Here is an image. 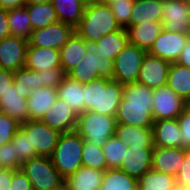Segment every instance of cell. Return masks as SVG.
<instances>
[{
  "label": "cell",
  "instance_id": "obj_1",
  "mask_svg": "<svg viewBox=\"0 0 190 190\" xmlns=\"http://www.w3.org/2000/svg\"><path fill=\"white\" fill-rule=\"evenodd\" d=\"M153 89L133 82L124 84L123 97L115 115L117 124L152 128Z\"/></svg>",
  "mask_w": 190,
  "mask_h": 190
},
{
  "label": "cell",
  "instance_id": "obj_2",
  "mask_svg": "<svg viewBox=\"0 0 190 190\" xmlns=\"http://www.w3.org/2000/svg\"><path fill=\"white\" fill-rule=\"evenodd\" d=\"M120 29L110 6L90 1L86 3L83 17L75 32L84 40L97 42L104 35Z\"/></svg>",
  "mask_w": 190,
  "mask_h": 190
},
{
  "label": "cell",
  "instance_id": "obj_3",
  "mask_svg": "<svg viewBox=\"0 0 190 190\" xmlns=\"http://www.w3.org/2000/svg\"><path fill=\"white\" fill-rule=\"evenodd\" d=\"M83 145L84 139L76 131L60 134L50 158L64 179L82 167Z\"/></svg>",
  "mask_w": 190,
  "mask_h": 190
},
{
  "label": "cell",
  "instance_id": "obj_4",
  "mask_svg": "<svg viewBox=\"0 0 190 190\" xmlns=\"http://www.w3.org/2000/svg\"><path fill=\"white\" fill-rule=\"evenodd\" d=\"M116 125L114 116L84 111L78 115L75 131L94 146L102 147L109 137L115 135Z\"/></svg>",
  "mask_w": 190,
  "mask_h": 190
},
{
  "label": "cell",
  "instance_id": "obj_5",
  "mask_svg": "<svg viewBox=\"0 0 190 190\" xmlns=\"http://www.w3.org/2000/svg\"><path fill=\"white\" fill-rule=\"evenodd\" d=\"M30 180L33 190H53L64 184V178L47 156H38L22 163L20 168Z\"/></svg>",
  "mask_w": 190,
  "mask_h": 190
},
{
  "label": "cell",
  "instance_id": "obj_6",
  "mask_svg": "<svg viewBox=\"0 0 190 190\" xmlns=\"http://www.w3.org/2000/svg\"><path fill=\"white\" fill-rule=\"evenodd\" d=\"M114 72V61L108 57L86 53V56L67 73L72 80L82 84L89 83L96 78L112 79Z\"/></svg>",
  "mask_w": 190,
  "mask_h": 190
},
{
  "label": "cell",
  "instance_id": "obj_7",
  "mask_svg": "<svg viewBox=\"0 0 190 190\" xmlns=\"http://www.w3.org/2000/svg\"><path fill=\"white\" fill-rule=\"evenodd\" d=\"M146 53L145 50L128 42L114 60L112 79L123 85L137 82L141 62Z\"/></svg>",
  "mask_w": 190,
  "mask_h": 190
},
{
  "label": "cell",
  "instance_id": "obj_8",
  "mask_svg": "<svg viewBox=\"0 0 190 190\" xmlns=\"http://www.w3.org/2000/svg\"><path fill=\"white\" fill-rule=\"evenodd\" d=\"M20 129L29 139L31 148H34L39 156L47 157L52 155L61 134L41 120H28L20 124Z\"/></svg>",
  "mask_w": 190,
  "mask_h": 190
},
{
  "label": "cell",
  "instance_id": "obj_9",
  "mask_svg": "<svg viewBox=\"0 0 190 190\" xmlns=\"http://www.w3.org/2000/svg\"><path fill=\"white\" fill-rule=\"evenodd\" d=\"M189 104L167 85L153 89L154 121L177 118Z\"/></svg>",
  "mask_w": 190,
  "mask_h": 190
},
{
  "label": "cell",
  "instance_id": "obj_10",
  "mask_svg": "<svg viewBox=\"0 0 190 190\" xmlns=\"http://www.w3.org/2000/svg\"><path fill=\"white\" fill-rule=\"evenodd\" d=\"M75 29L57 21L42 29H35L28 39V46L49 47L60 50L73 35Z\"/></svg>",
  "mask_w": 190,
  "mask_h": 190
},
{
  "label": "cell",
  "instance_id": "obj_11",
  "mask_svg": "<svg viewBox=\"0 0 190 190\" xmlns=\"http://www.w3.org/2000/svg\"><path fill=\"white\" fill-rule=\"evenodd\" d=\"M190 35L188 33L171 32L166 29L159 34L148 53L163 60L174 63L178 60Z\"/></svg>",
  "mask_w": 190,
  "mask_h": 190
},
{
  "label": "cell",
  "instance_id": "obj_12",
  "mask_svg": "<svg viewBox=\"0 0 190 190\" xmlns=\"http://www.w3.org/2000/svg\"><path fill=\"white\" fill-rule=\"evenodd\" d=\"M170 62L146 53L141 62L137 82L151 89L167 85Z\"/></svg>",
  "mask_w": 190,
  "mask_h": 190
},
{
  "label": "cell",
  "instance_id": "obj_13",
  "mask_svg": "<svg viewBox=\"0 0 190 190\" xmlns=\"http://www.w3.org/2000/svg\"><path fill=\"white\" fill-rule=\"evenodd\" d=\"M28 40L9 35L0 40V69L17 71L25 66Z\"/></svg>",
  "mask_w": 190,
  "mask_h": 190
},
{
  "label": "cell",
  "instance_id": "obj_14",
  "mask_svg": "<svg viewBox=\"0 0 190 190\" xmlns=\"http://www.w3.org/2000/svg\"><path fill=\"white\" fill-rule=\"evenodd\" d=\"M190 17V0H164L162 24L171 32L187 33Z\"/></svg>",
  "mask_w": 190,
  "mask_h": 190
},
{
  "label": "cell",
  "instance_id": "obj_15",
  "mask_svg": "<svg viewBox=\"0 0 190 190\" xmlns=\"http://www.w3.org/2000/svg\"><path fill=\"white\" fill-rule=\"evenodd\" d=\"M128 42L127 30L121 28L113 33L104 35L97 42L85 40V47L86 51L94 56L100 55L114 61Z\"/></svg>",
  "mask_w": 190,
  "mask_h": 190
},
{
  "label": "cell",
  "instance_id": "obj_16",
  "mask_svg": "<svg viewBox=\"0 0 190 190\" xmlns=\"http://www.w3.org/2000/svg\"><path fill=\"white\" fill-rule=\"evenodd\" d=\"M77 118L78 115L75 111L66 102L57 98L53 106L44 114L41 121L60 133H67L75 131Z\"/></svg>",
  "mask_w": 190,
  "mask_h": 190
},
{
  "label": "cell",
  "instance_id": "obj_17",
  "mask_svg": "<svg viewBox=\"0 0 190 190\" xmlns=\"http://www.w3.org/2000/svg\"><path fill=\"white\" fill-rule=\"evenodd\" d=\"M186 153V147H154L152 152V169L176 177L186 158Z\"/></svg>",
  "mask_w": 190,
  "mask_h": 190
},
{
  "label": "cell",
  "instance_id": "obj_18",
  "mask_svg": "<svg viewBox=\"0 0 190 190\" xmlns=\"http://www.w3.org/2000/svg\"><path fill=\"white\" fill-rule=\"evenodd\" d=\"M124 85L118 81L100 78L98 109L95 113L114 116L123 97Z\"/></svg>",
  "mask_w": 190,
  "mask_h": 190
},
{
  "label": "cell",
  "instance_id": "obj_19",
  "mask_svg": "<svg viewBox=\"0 0 190 190\" xmlns=\"http://www.w3.org/2000/svg\"><path fill=\"white\" fill-rule=\"evenodd\" d=\"M153 148L128 147L120 170L126 174L140 178L152 168Z\"/></svg>",
  "mask_w": 190,
  "mask_h": 190
},
{
  "label": "cell",
  "instance_id": "obj_20",
  "mask_svg": "<svg viewBox=\"0 0 190 190\" xmlns=\"http://www.w3.org/2000/svg\"><path fill=\"white\" fill-rule=\"evenodd\" d=\"M152 130L154 147H182L181 131L177 118L154 121Z\"/></svg>",
  "mask_w": 190,
  "mask_h": 190
},
{
  "label": "cell",
  "instance_id": "obj_21",
  "mask_svg": "<svg viewBox=\"0 0 190 190\" xmlns=\"http://www.w3.org/2000/svg\"><path fill=\"white\" fill-rule=\"evenodd\" d=\"M0 112L7 114L10 118L16 120L19 124L27 122V98L24 93L15 88L14 83L0 97Z\"/></svg>",
  "mask_w": 190,
  "mask_h": 190
},
{
  "label": "cell",
  "instance_id": "obj_22",
  "mask_svg": "<svg viewBox=\"0 0 190 190\" xmlns=\"http://www.w3.org/2000/svg\"><path fill=\"white\" fill-rule=\"evenodd\" d=\"M25 67L36 72L61 68L60 52L49 47L28 46Z\"/></svg>",
  "mask_w": 190,
  "mask_h": 190
},
{
  "label": "cell",
  "instance_id": "obj_23",
  "mask_svg": "<svg viewBox=\"0 0 190 190\" xmlns=\"http://www.w3.org/2000/svg\"><path fill=\"white\" fill-rule=\"evenodd\" d=\"M57 98V89L54 87H42L38 90H32L27 98L28 119L40 121Z\"/></svg>",
  "mask_w": 190,
  "mask_h": 190
},
{
  "label": "cell",
  "instance_id": "obj_24",
  "mask_svg": "<svg viewBox=\"0 0 190 190\" xmlns=\"http://www.w3.org/2000/svg\"><path fill=\"white\" fill-rule=\"evenodd\" d=\"M163 29L162 21H154L129 26L126 30L129 43L148 52Z\"/></svg>",
  "mask_w": 190,
  "mask_h": 190
},
{
  "label": "cell",
  "instance_id": "obj_25",
  "mask_svg": "<svg viewBox=\"0 0 190 190\" xmlns=\"http://www.w3.org/2000/svg\"><path fill=\"white\" fill-rule=\"evenodd\" d=\"M115 136L128 147L154 148L152 128L117 124Z\"/></svg>",
  "mask_w": 190,
  "mask_h": 190
},
{
  "label": "cell",
  "instance_id": "obj_26",
  "mask_svg": "<svg viewBox=\"0 0 190 190\" xmlns=\"http://www.w3.org/2000/svg\"><path fill=\"white\" fill-rule=\"evenodd\" d=\"M103 171L82 166L64 179L67 190H100Z\"/></svg>",
  "mask_w": 190,
  "mask_h": 190
},
{
  "label": "cell",
  "instance_id": "obj_27",
  "mask_svg": "<svg viewBox=\"0 0 190 190\" xmlns=\"http://www.w3.org/2000/svg\"><path fill=\"white\" fill-rule=\"evenodd\" d=\"M59 52L61 68L67 74L86 56L85 40L74 32Z\"/></svg>",
  "mask_w": 190,
  "mask_h": 190
},
{
  "label": "cell",
  "instance_id": "obj_28",
  "mask_svg": "<svg viewBox=\"0 0 190 190\" xmlns=\"http://www.w3.org/2000/svg\"><path fill=\"white\" fill-rule=\"evenodd\" d=\"M56 89L58 98L66 102L77 115L85 111L84 84L66 76Z\"/></svg>",
  "mask_w": 190,
  "mask_h": 190
},
{
  "label": "cell",
  "instance_id": "obj_29",
  "mask_svg": "<svg viewBox=\"0 0 190 190\" xmlns=\"http://www.w3.org/2000/svg\"><path fill=\"white\" fill-rule=\"evenodd\" d=\"M162 0H135L130 15V26L162 21Z\"/></svg>",
  "mask_w": 190,
  "mask_h": 190
},
{
  "label": "cell",
  "instance_id": "obj_30",
  "mask_svg": "<svg viewBox=\"0 0 190 190\" xmlns=\"http://www.w3.org/2000/svg\"><path fill=\"white\" fill-rule=\"evenodd\" d=\"M55 8L58 21L76 29L83 17L86 6L85 0H51Z\"/></svg>",
  "mask_w": 190,
  "mask_h": 190
},
{
  "label": "cell",
  "instance_id": "obj_31",
  "mask_svg": "<svg viewBox=\"0 0 190 190\" xmlns=\"http://www.w3.org/2000/svg\"><path fill=\"white\" fill-rule=\"evenodd\" d=\"M167 86L190 104V68L176 62L171 63Z\"/></svg>",
  "mask_w": 190,
  "mask_h": 190
},
{
  "label": "cell",
  "instance_id": "obj_32",
  "mask_svg": "<svg viewBox=\"0 0 190 190\" xmlns=\"http://www.w3.org/2000/svg\"><path fill=\"white\" fill-rule=\"evenodd\" d=\"M138 190H174L177 186L176 177L150 169L137 179Z\"/></svg>",
  "mask_w": 190,
  "mask_h": 190
},
{
  "label": "cell",
  "instance_id": "obj_33",
  "mask_svg": "<svg viewBox=\"0 0 190 190\" xmlns=\"http://www.w3.org/2000/svg\"><path fill=\"white\" fill-rule=\"evenodd\" d=\"M32 30L42 29L58 21L52 2L30 4L26 6Z\"/></svg>",
  "mask_w": 190,
  "mask_h": 190
},
{
  "label": "cell",
  "instance_id": "obj_34",
  "mask_svg": "<svg viewBox=\"0 0 190 190\" xmlns=\"http://www.w3.org/2000/svg\"><path fill=\"white\" fill-rule=\"evenodd\" d=\"M100 190H138L137 178L120 169H107Z\"/></svg>",
  "mask_w": 190,
  "mask_h": 190
},
{
  "label": "cell",
  "instance_id": "obj_35",
  "mask_svg": "<svg viewBox=\"0 0 190 190\" xmlns=\"http://www.w3.org/2000/svg\"><path fill=\"white\" fill-rule=\"evenodd\" d=\"M8 25L10 35L27 40L31 37L33 30L25 5L8 11Z\"/></svg>",
  "mask_w": 190,
  "mask_h": 190
},
{
  "label": "cell",
  "instance_id": "obj_36",
  "mask_svg": "<svg viewBox=\"0 0 190 190\" xmlns=\"http://www.w3.org/2000/svg\"><path fill=\"white\" fill-rule=\"evenodd\" d=\"M128 146H126L115 135L109 137L102 146L103 153L108 169H119L127 153Z\"/></svg>",
  "mask_w": 190,
  "mask_h": 190
},
{
  "label": "cell",
  "instance_id": "obj_37",
  "mask_svg": "<svg viewBox=\"0 0 190 190\" xmlns=\"http://www.w3.org/2000/svg\"><path fill=\"white\" fill-rule=\"evenodd\" d=\"M13 75L15 88L24 93V98H28L32 90L42 88L37 72L30 70L25 66L14 71Z\"/></svg>",
  "mask_w": 190,
  "mask_h": 190
},
{
  "label": "cell",
  "instance_id": "obj_38",
  "mask_svg": "<svg viewBox=\"0 0 190 190\" xmlns=\"http://www.w3.org/2000/svg\"><path fill=\"white\" fill-rule=\"evenodd\" d=\"M82 166L105 172L108 167L102 147L94 146L87 140H84L82 151Z\"/></svg>",
  "mask_w": 190,
  "mask_h": 190
},
{
  "label": "cell",
  "instance_id": "obj_39",
  "mask_svg": "<svg viewBox=\"0 0 190 190\" xmlns=\"http://www.w3.org/2000/svg\"><path fill=\"white\" fill-rule=\"evenodd\" d=\"M12 147L14 148L15 155H18L22 162L38 157L34 148H31V143L26 134L19 129L11 140Z\"/></svg>",
  "mask_w": 190,
  "mask_h": 190
},
{
  "label": "cell",
  "instance_id": "obj_40",
  "mask_svg": "<svg viewBox=\"0 0 190 190\" xmlns=\"http://www.w3.org/2000/svg\"><path fill=\"white\" fill-rule=\"evenodd\" d=\"M135 0H118L110 5L114 17L121 28L130 26V15Z\"/></svg>",
  "mask_w": 190,
  "mask_h": 190
},
{
  "label": "cell",
  "instance_id": "obj_41",
  "mask_svg": "<svg viewBox=\"0 0 190 190\" xmlns=\"http://www.w3.org/2000/svg\"><path fill=\"white\" fill-rule=\"evenodd\" d=\"M20 129V124L7 114L0 112V146L11 142Z\"/></svg>",
  "mask_w": 190,
  "mask_h": 190
},
{
  "label": "cell",
  "instance_id": "obj_42",
  "mask_svg": "<svg viewBox=\"0 0 190 190\" xmlns=\"http://www.w3.org/2000/svg\"><path fill=\"white\" fill-rule=\"evenodd\" d=\"M22 163L23 162L19 159L18 155H15L12 142L0 146V168L19 170Z\"/></svg>",
  "mask_w": 190,
  "mask_h": 190
},
{
  "label": "cell",
  "instance_id": "obj_43",
  "mask_svg": "<svg viewBox=\"0 0 190 190\" xmlns=\"http://www.w3.org/2000/svg\"><path fill=\"white\" fill-rule=\"evenodd\" d=\"M40 85L42 87H54L57 88L63 82V79L67 74L63 71L62 68H52L49 70L38 71Z\"/></svg>",
  "mask_w": 190,
  "mask_h": 190
},
{
  "label": "cell",
  "instance_id": "obj_44",
  "mask_svg": "<svg viewBox=\"0 0 190 190\" xmlns=\"http://www.w3.org/2000/svg\"><path fill=\"white\" fill-rule=\"evenodd\" d=\"M100 77L84 84L85 111L98 109Z\"/></svg>",
  "mask_w": 190,
  "mask_h": 190
},
{
  "label": "cell",
  "instance_id": "obj_45",
  "mask_svg": "<svg viewBox=\"0 0 190 190\" xmlns=\"http://www.w3.org/2000/svg\"><path fill=\"white\" fill-rule=\"evenodd\" d=\"M181 131L182 147L190 148V104L177 117Z\"/></svg>",
  "mask_w": 190,
  "mask_h": 190
},
{
  "label": "cell",
  "instance_id": "obj_46",
  "mask_svg": "<svg viewBox=\"0 0 190 190\" xmlns=\"http://www.w3.org/2000/svg\"><path fill=\"white\" fill-rule=\"evenodd\" d=\"M9 190H33L30 180L22 170H13V181Z\"/></svg>",
  "mask_w": 190,
  "mask_h": 190
},
{
  "label": "cell",
  "instance_id": "obj_47",
  "mask_svg": "<svg viewBox=\"0 0 190 190\" xmlns=\"http://www.w3.org/2000/svg\"><path fill=\"white\" fill-rule=\"evenodd\" d=\"M176 181L178 185L190 187V160L183 161L180 171L176 176Z\"/></svg>",
  "mask_w": 190,
  "mask_h": 190
},
{
  "label": "cell",
  "instance_id": "obj_48",
  "mask_svg": "<svg viewBox=\"0 0 190 190\" xmlns=\"http://www.w3.org/2000/svg\"><path fill=\"white\" fill-rule=\"evenodd\" d=\"M13 81V71L0 69V97L9 89Z\"/></svg>",
  "mask_w": 190,
  "mask_h": 190
},
{
  "label": "cell",
  "instance_id": "obj_49",
  "mask_svg": "<svg viewBox=\"0 0 190 190\" xmlns=\"http://www.w3.org/2000/svg\"><path fill=\"white\" fill-rule=\"evenodd\" d=\"M13 181V170L0 168V190H9Z\"/></svg>",
  "mask_w": 190,
  "mask_h": 190
},
{
  "label": "cell",
  "instance_id": "obj_50",
  "mask_svg": "<svg viewBox=\"0 0 190 190\" xmlns=\"http://www.w3.org/2000/svg\"><path fill=\"white\" fill-rule=\"evenodd\" d=\"M10 35L8 11L0 8V40Z\"/></svg>",
  "mask_w": 190,
  "mask_h": 190
},
{
  "label": "cell",
  "instance_id": "obj_51",
  "mask_svg": "<svg viewBox=\"0 0 190 190\" xmlns=\"http://www.w3.org/2000/svg\"><path fill=\"white\" fill-rule=\"evenodd\" d=\"M176 63L190 68V37L187 40L185 47L182 49L180 56Z\"/></svg>",
  "mask_w": 190,
  "mask_h": 190
},
{
  "label": "cell",
  "instance_id": "obj_52",
  "mask_svg": "<svg viewBox=\"0 0 190 190\" xmlns=\"http://www.w3.org/2000/svg\"><path fill=\"white\" fill-rule=\"evenodd\" d=\"M24 6V0H0V8L12 10Z\"/></svg>",
  "mask_w": 190,
  "mask_h": 190
},
{
  "label": "cell",
  "instance_id": "obj_53",
  "mask_svg": "<svg viewBox=\"0 0 190 190\" xmlns=\"http://www.w3.org/2000/svg\"><path fill=\"white\" fill-rule=\"evenodd\" d=\"M51 0H24V5H30V4H39V3H45V2H49Z\"/></svg>",
  "mask_w": 190,
  "mask_h": 190
},
{
  "label": "cell",
  "instance_id": "obj_54",
  "mask_svg": "<svg viewBox=\"0 0 190 190\" xmlns=\"http://www.w3.org/2000/svg\"><path fill=\"white\" fill-rule=\"evenodd\" d=\"M99 4H103V5H112L114 2L118 1V0H93Z\"/></svg>",
  "mask_w": 190,
  "mask_h": 190
},
{
  "label": "cell",
  "instance_id": "obj_55",
  "mask_svg": "<svg viewBox=\"0 0 190 190\" xmlns=\"http://www.w3.org/2000/svg\"><path fill=\"white\" fill-rule=\"evenodd\" d=\"M174 190H190V187H185L177 184Z\"/></svg>",
  "mask_w": 190,
  "mask_h": 190
},
{
  "label": "cell",
  "instance_id": "obj_56",
  "mask_svg": "<svg viewBox=\"0 0 190 190\" xmlns=\"http://www.w3.org/2000/svg\"><path fill=\"white\" fill-rule=\"evenodd\" d=\"M53 190H67L66 186L63 184L61 187L53 189Z\"/></svg>",
  "mask_w": 190,
  "mask_h": 190
},
{
  "label": "cell",
  "instance_id": "obj_57",
  "mask_svg": "<svg viewBox=\"0 0 190 190\" xmlns=\"http://www.w3.org/2000/svg\"><path fill=\"white\" fill-rule=\"evenodd\" d=\"M187 33L190 35V17L188 18Z\"/></svg>",
  "mask_w": 190,
  "mask_h": 190
},
{
  "label": "cell",
  "instance_id": "obj_58",
  "mask_svg": "<svg viewBox=\"0 0 190 190\" xmlns=\"http://www.w3.org/2000/svg\"><path fill=\"white\" fill-rule=\"evenodd\" d=\"M186 158L190 160V148L187 149Z\"/></svg>",
  "mask_w": 190,
  "mask_h": 190
}]
</instances>
